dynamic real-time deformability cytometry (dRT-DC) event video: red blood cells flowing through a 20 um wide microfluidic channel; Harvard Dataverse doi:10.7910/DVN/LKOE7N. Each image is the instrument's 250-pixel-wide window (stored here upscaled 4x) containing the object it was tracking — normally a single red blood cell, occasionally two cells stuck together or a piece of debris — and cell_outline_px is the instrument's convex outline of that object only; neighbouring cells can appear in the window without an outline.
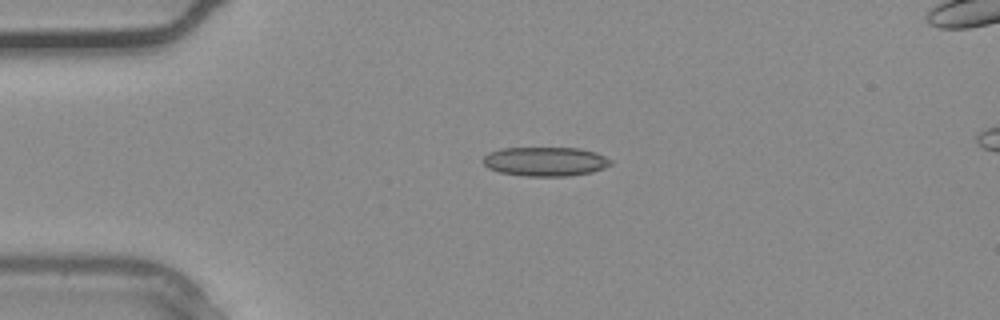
{"species": "common noctule bat (a hibernating species)", "species_latin": "Nyctalus noctula", "temperature_condition": "warm", "stored_images_in_passage": 28, "camera_frame_rate_fps": 3000, "um_per_image_px": 0.085, "animal": {"sex": "male", "body_mass_g": 20.4}, "frame": {"image": 1, "passage_image": 1, "time_ms": 0.0, "image_size_px": [1000, 320], "cell_outline_px": [[612, 164], [604, 168], [592, 172], [572, 176], [524, 176], [500, 172], [488, 168], [480, 160], [488, 152], [500, 148], [580, 148], [596, 152], [612, 160]], "centroid_in_image_um": [46.34, 13.73], "position_along_channel_um": 38.7, "area_um2": 21.96}}
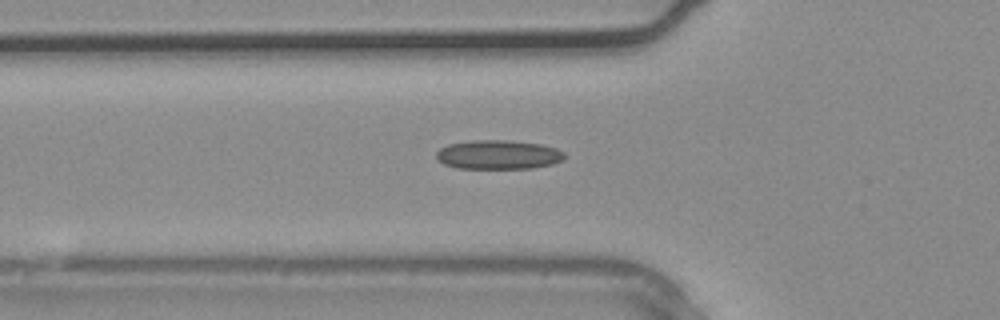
{"frame": {"image": 2, "passage_image": 5, "time_ms": 1.333, "image_size_px": [1000, 320], "cell_outline_px": [[568, 156], [564, 160], [552, 164], [532, 168], [456, 168], [444, 164], [436, 160], [436, 152], [440, 148], [448, 144], [472, 140], [508, 140], [540, 144], [556, 148], [564, 152]], "centroid_in_image_um": [42.36, 13.15], "position_along_channel_um": 83.4, "area_um2": 21.96}}